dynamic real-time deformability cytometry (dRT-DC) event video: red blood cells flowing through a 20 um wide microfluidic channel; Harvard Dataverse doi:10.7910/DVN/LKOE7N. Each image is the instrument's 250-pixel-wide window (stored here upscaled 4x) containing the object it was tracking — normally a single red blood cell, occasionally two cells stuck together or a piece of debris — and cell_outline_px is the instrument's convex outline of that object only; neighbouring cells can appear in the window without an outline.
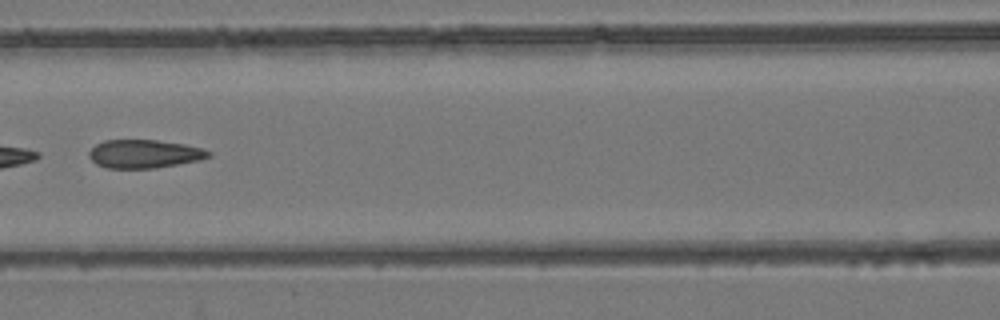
{"species": "common noctule bat (a hibernating species)", "species_latin": "Nyctalus noctula", "temperature_condition": "room temperature", "stored_images_in_passage": 6, "camera_frame_rate_fps": 3000, "um_per_image_px": 0.085, "animal": {"sex": "female", "body_mass_g": 24.6, "forearm_length_mm": 56.2}, "frame": {"image": 1, "passage_image": 6, "time_ms": 7.0, "image_size_px": [1000, 320], "cell_outline_px": [[212, 156], [200, 160], [156, 168], [104, 168], [96, 164], [88, 156], [88, 152], [96, 144], [104, 140], [156, 140], [184, 144], [204, 148], [212, 152]], "centroid_in_image_um": [12.28, 13.08], "position_along_channel_um": 154.3, "area_um2": 19.94}}